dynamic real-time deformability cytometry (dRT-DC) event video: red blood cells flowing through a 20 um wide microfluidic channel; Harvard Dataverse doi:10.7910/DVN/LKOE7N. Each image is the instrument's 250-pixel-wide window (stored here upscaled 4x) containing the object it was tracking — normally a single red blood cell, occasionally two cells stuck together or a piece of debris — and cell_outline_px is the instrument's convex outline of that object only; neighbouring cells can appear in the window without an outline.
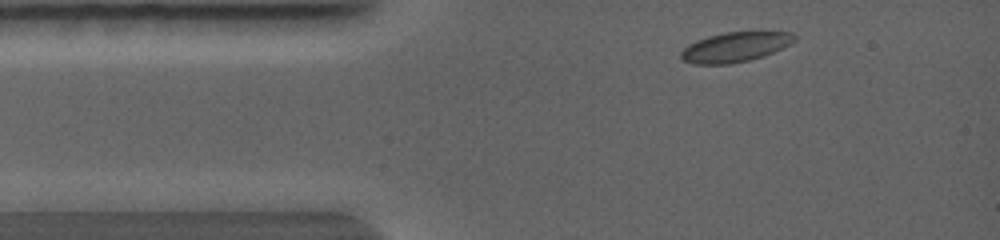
{"species": "common noctule bat (a hibernating species)", "species_latin": "Nyctalus noctula", "temperature_condition": "warm", "stored_images_in_passage": 29, "camera_frame_rate_fps": 5000, "um_per_image_px": 0.085, "animal": {"sex": "female", "body_mass_g": 19.0, "forearm_length_mm": 56.7}, "frame": {"image": 1, "passage_image": 3, "time_ms": 0.4, "image_size_px": [1000, 240], "cell_outline_px": [[796, 40], [764, 56], [732, 64], [692, 64], [680, 60], [680, 52], [688, 44], [696, 40], [708, 36], [724, 32], [760, 28], [792, 32], [796, 36]], "centroid_in_image_um": [62.52, 3.94], "position_along_channel_um": 22.5, "area_um2": 20.69}}
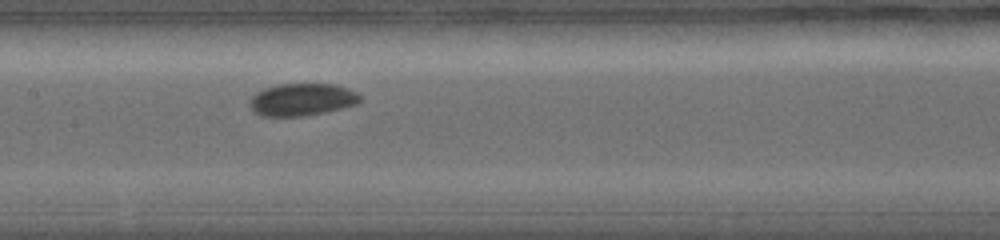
{"frame": {"image": 2, "passage_image": 15, "time_ms": 4.0, "image_size_px": [1000, 240], "cell_outline_px": [[360, 100], [356, 104], [324, 112], [300, 116], [264, 116], [256, 112], [248, 104], [248, 100], [256, 92], [264, 88], [280, 84], [336, 84], [348, 88], [356, 92], [360, 96]], "centroid_in_image_um": [25.64, 8.45], "position_along_channel_um": 181.8, "area_um2": 20.63}}
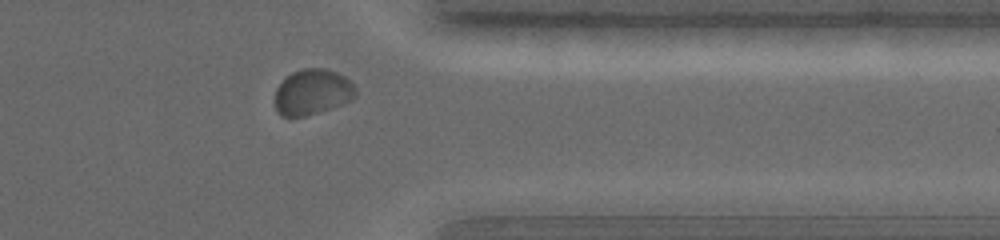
{"frame": {"image": 3, "passage_image": 26, "time_ms": 7.8, "image_size_px": [1000, 240], "cell_outline_px": [[356, 96], [352, 100], [304, 116], [284, 116], [276, 108], [276, 88], [292, 72], [304, 68], [324, 68], [336, 72], [344, 76], [356, 88]], "centroid_in_image_um": [26.58, 7.8], "position_along_channel_um": 384.8, "area_um2": 20.92}}